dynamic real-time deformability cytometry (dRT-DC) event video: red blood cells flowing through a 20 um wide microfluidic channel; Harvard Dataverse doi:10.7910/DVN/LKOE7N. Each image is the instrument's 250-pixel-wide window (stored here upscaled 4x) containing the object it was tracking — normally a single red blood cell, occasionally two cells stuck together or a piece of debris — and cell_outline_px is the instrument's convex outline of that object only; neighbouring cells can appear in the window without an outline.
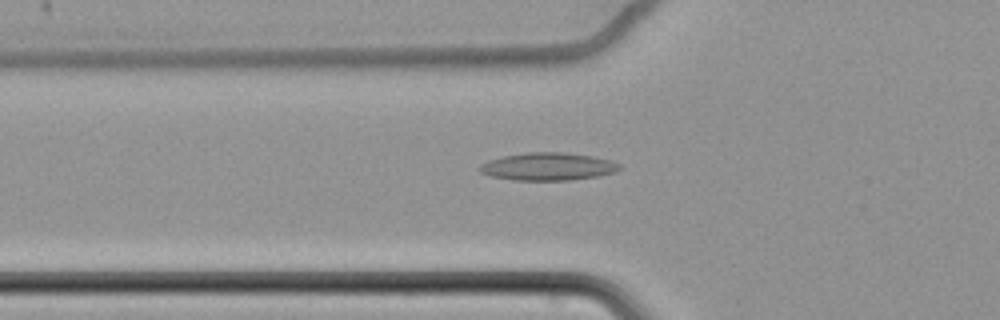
{"species": "common noctule bat (a hibernating species)", "species_latin": "Nyctalus noctula", "temperature_condition": "cold", "stored_images_in_passage": 37, "camera_frame_rate_fps": 3000, "um_per_image_px": 0.085, "animal": {"sex": "female", "body_mass_g": 22.7, "forearm_length_mm": 54.2}, "frame": {"image": 1, "passage_image": 2, "time_ms": 0.333, "image_size_px": [1000, 320], "cell_outline_px": [[624, 168], [616, 172], [600, 176], [568, 180], [512, 180], [492, 176], [480, 172], [476, 168], [480, 164], [488, 160], [504, 156], [528, 152], [564, 152], [592, 156], [612, 160], [620, 164]], "centroid_in_image_um": [46.61, 14.15], "position_along_channel_um": 79.2, "area_um2": 22.83}}
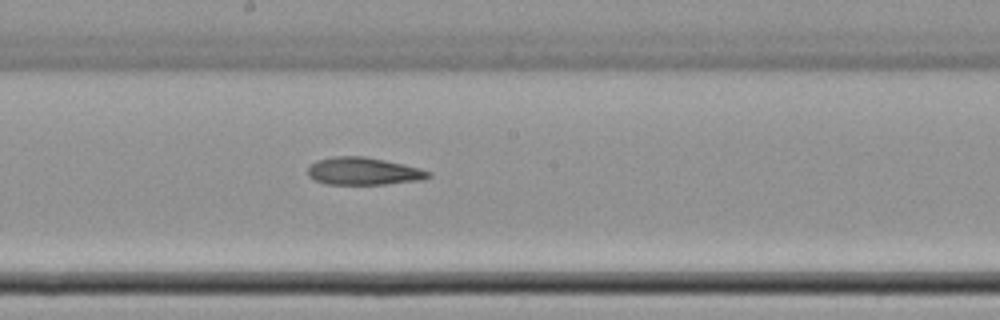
{"frame": {"image": 2, "passage_image": 14, "time_ms": 4.333, "image_size_px": [1000, 320], "cell_outline_px": [[432, 176], [424, 180], [384, 184], [324, 184], [308, 176], [308, 168], [316, 160], [332, 156], [364, 156], [404, 164], [420, 168], [432, 172]], "centroid_in_image_um": [30.92, 14.55], "position_along_channel_um": 217.3, "area_um2": 19.48}}
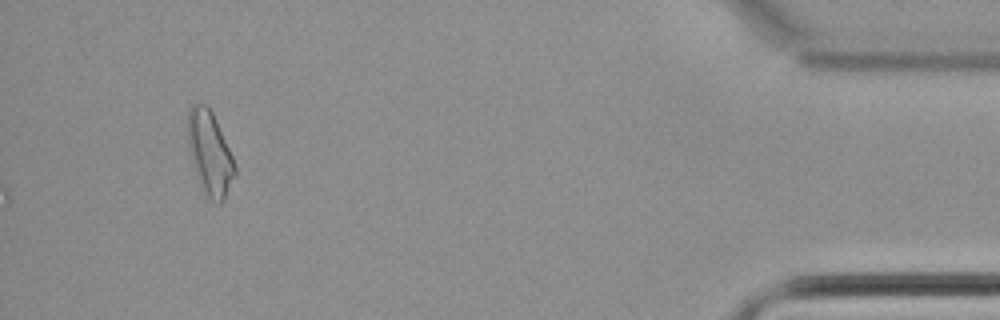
{"frame": {"image": 3, "passage_image": 37, "time_ms": 12.0, "image_size_px": [1000, 320], "cell_outline_px": [[236, 176], [224, 200], [220, 204], [216, 204], [208, 196], [200, 184], [196, 176], [192, 164], [188, 148], [188, 108], [192, 104], [208, 104], [216, 120], [236, 164]], "centroid_in_image_um": [17.84, 13.03], "position_along_channel_um": 417.4, "area_um2": 23.12}, "authors_computed_cell_mechanics": {"area_um2": 19.3052, "velocity_mm_per_s": 3.462, "shape_relaxation_time_tau1_ms": null, "shape_relaxation_time_tau2_ms": 8.6758, "deformation_change_tau1": null, "deformation_change_tau2": 0.2083}}